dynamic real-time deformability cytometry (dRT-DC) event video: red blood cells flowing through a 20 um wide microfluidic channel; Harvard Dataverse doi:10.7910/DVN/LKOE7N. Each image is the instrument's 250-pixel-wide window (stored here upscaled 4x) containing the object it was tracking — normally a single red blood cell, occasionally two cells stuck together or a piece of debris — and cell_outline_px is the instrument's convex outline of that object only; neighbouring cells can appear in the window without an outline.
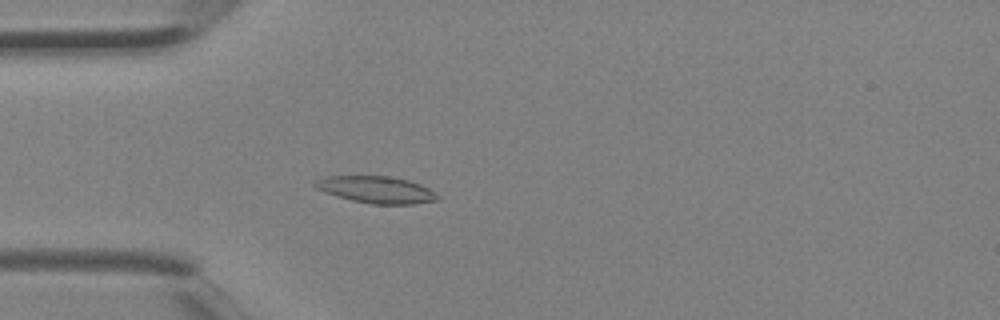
{"species": "Egyptian fruit bat (a non-hibernating species)", "species_latin": "Rousettus aegyptiacus", "temperature_condition": "room temperature", "stored_images_in_passage": 4, "camera_frame_rate_fps": 3000, "um_per_image_px": 0.085, "animal": {"sex": "female"}, "frame": {"image": 1, "passage_image": 4, "time_ms": 1.0, "image_size_px": [1000, 320], "cell_outline_px": [[440, 200], [416, 204], [372, 204], [352, 200], [324, 192], [316, 188], [312, 184], [316, 180], [324, 176], [392, 176], [408, 180], [420, 184], [428, 188], [440, 196]], "centroid_in_image_um": [32.01, 16.12], "position_along_channel_um": 53.0, "area_um2": 19.31}}